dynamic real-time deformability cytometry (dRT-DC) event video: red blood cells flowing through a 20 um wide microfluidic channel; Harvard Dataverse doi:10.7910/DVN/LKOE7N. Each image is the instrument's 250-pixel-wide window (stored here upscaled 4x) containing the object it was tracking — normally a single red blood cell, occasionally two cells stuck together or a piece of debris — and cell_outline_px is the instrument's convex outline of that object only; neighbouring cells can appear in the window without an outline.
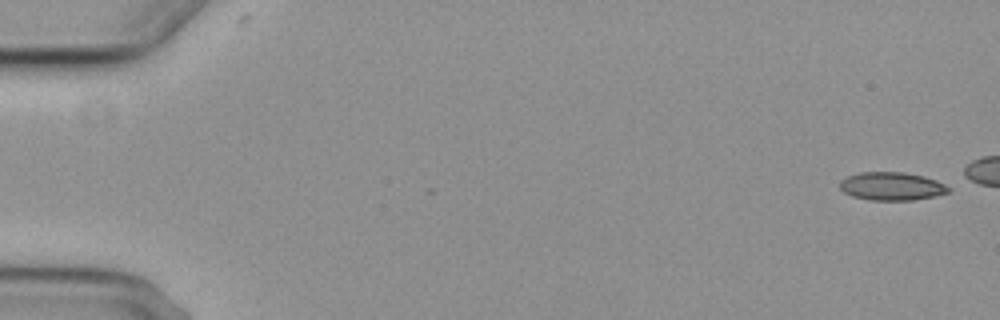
{"species": "common noctule bat (a hibernating species)", "species_latin": "Nyctalus noctula", "temperature_condition": "cold", "stored_images_in_passage": 2, "camera_frame_rate_fps": 3000, "um_per_image_px": 0.085, "animal": {"sex": "female", "body_mass_g": 29.2, "forearm_length_mm": 56.3}, "frame": {"image": 1, "passage_image": 2, "time_ms": 1.333, "image_size_px": [1000, 320], "cell_outline_px": [[948, 192], [936, 196], [912, 200], [872, 200], [852, 196], [844, 192], [840, 188], [840, 180], [848, 176], [860, 172], [904, 172], [924, 176], [936, 180], [944, 184], [948, 188]], "centroid_in_image_um": [75.78, 15.83], "position_along_channel_um": 9.2, "area_um2": 17.74}}